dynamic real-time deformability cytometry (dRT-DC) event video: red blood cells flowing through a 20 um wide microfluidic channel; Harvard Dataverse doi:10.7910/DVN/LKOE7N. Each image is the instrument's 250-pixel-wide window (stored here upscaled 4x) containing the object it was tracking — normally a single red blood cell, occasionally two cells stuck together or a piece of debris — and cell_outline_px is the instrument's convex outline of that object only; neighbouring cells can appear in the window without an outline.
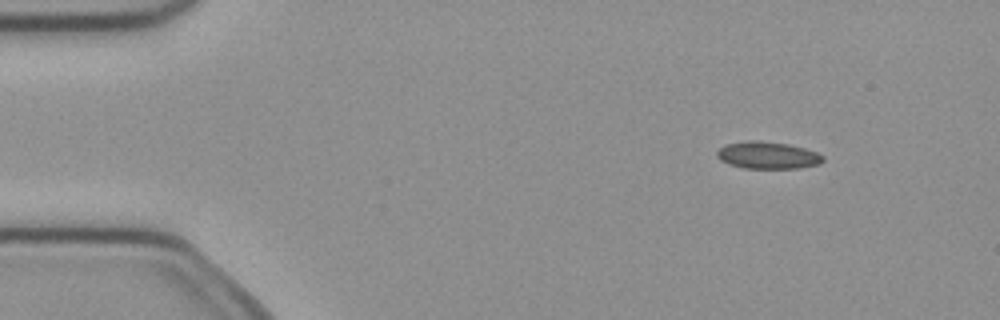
{"species": "common noctule bat (a hibernating species)", "species_latin": "Nyctalus noctula", "temperature_condition": "cold", "stored_images_in_passage": 5, "camera_frame_rate_fps": 3000, "um_per_image_px": 0.085, "animal": {"sex": "female", "body_mass_g": 21.9}, "frame": {"image": 1, "passage_image": 2, "time_ms": 0.333, "image_size_px": [1000, 320], "cell_outline_px": [[824, 160], [820, 164], [800, 168], [744, 168], [728, 164], [720, 160], [716, 156], [716, 152], [720, 148], [728, 144], [744, 140], [756, 140], [788, 144], [804, 148], [816, 152], [824, 156]], "centroid_in_image_um": [65.25, 13.2], "position_along_channel_um": 19.8, "area_um2": 16.82}}